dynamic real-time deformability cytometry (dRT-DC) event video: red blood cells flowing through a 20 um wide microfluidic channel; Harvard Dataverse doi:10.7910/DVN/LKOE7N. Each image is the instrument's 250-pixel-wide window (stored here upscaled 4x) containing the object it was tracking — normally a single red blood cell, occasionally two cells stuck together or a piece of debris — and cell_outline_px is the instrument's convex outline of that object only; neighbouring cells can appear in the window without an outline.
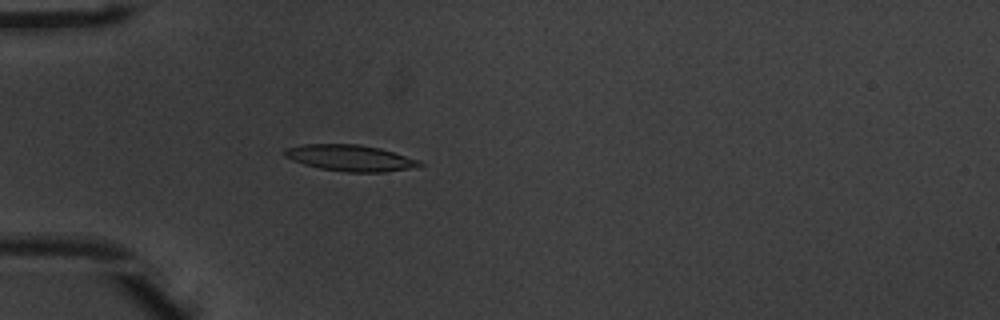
{"species": "common noctule bat (a hibernating species)", "species_latin": "Nyctalus noctula", "temperature_condition": "warm", "stored_images_in_passage": 39, "camera_frame_rate_fps": 3000, "um_per_image_px": 0.085, "animal": {"sex": "male", "body_mass_g": 20.1, "forearm_length_mm": 53.5}, "frame": {"image": 1, "passage_image": 10, "time_ms": 3.0, "image_size_px": [1000, 320], "cell_outline_px": [[424, 164], [408, 168], [384, 172], [344, 172], [320, 168], [304, 164], [292, 160], [284, 156], [284, 148], [304, 144], [360, 144], [380, 148], [420, 160]], "centroid_in_image_um": [29.74, 13.42], "position_along_channel_um": 55.3, "area_um2": 20.58}}
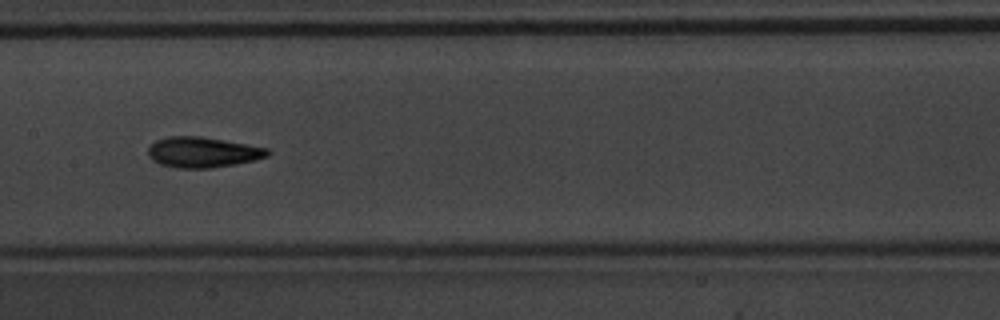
{"frame": {"image": 2, "passage_image": 21, "time_ms": 6.667, "image_size_px": [1000, 320], "cell_outline_px": [[272, 152], [268, 156], [256, 160], [236, 164], [212, 168], [176, 168], [160, 164], [152, 160], [148, 156], [148, 148], [156, 140], [168, 136], [200, 136], [248, 144], [268, 148]], "centroid_in_image_um": [17.25, 12.94], "position_along_channel_um": 190.1, "area_um2": 21.44}}
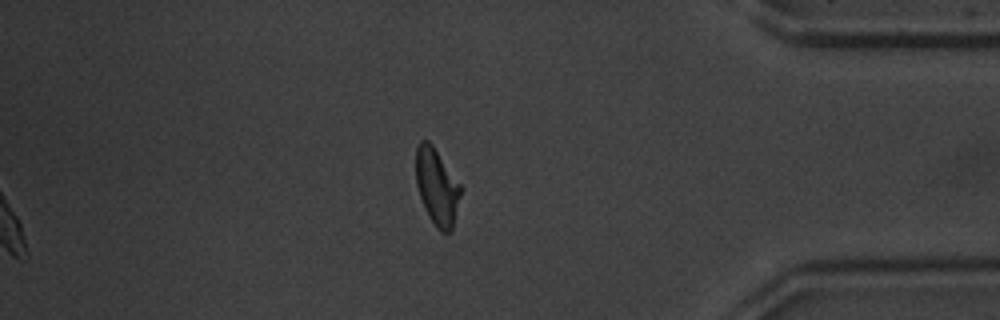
{"frame": {"image": 3, "passage_image": 39, "time_ms": 12.667, "image_size_px": [1000, 320], "cell_outline_px": [[460, 196], [452, 228], [448, 232], [440, 232], [436, 228], [428, 216], [420, 196], [416, 184], [416, 148], [420, 140], [428, 140], [432, 144], [460, 184]], "centroid_in_image_um": [37.11, 15.86], "position_along_channel_um": 398.1, "area_um2": 19.65}, "authors_computed_cell_mechanics": {"area_um2": 19.9988, "velocity_mm_per_s": 3.9275, "shape_relaxation_time_tau1_ms": 3.2833, "shape_relaxation_time_tau2_ms": 2.4867, "deformation_change_tau1": 0.1583, "deformation_change_tau2": 0.0849}}